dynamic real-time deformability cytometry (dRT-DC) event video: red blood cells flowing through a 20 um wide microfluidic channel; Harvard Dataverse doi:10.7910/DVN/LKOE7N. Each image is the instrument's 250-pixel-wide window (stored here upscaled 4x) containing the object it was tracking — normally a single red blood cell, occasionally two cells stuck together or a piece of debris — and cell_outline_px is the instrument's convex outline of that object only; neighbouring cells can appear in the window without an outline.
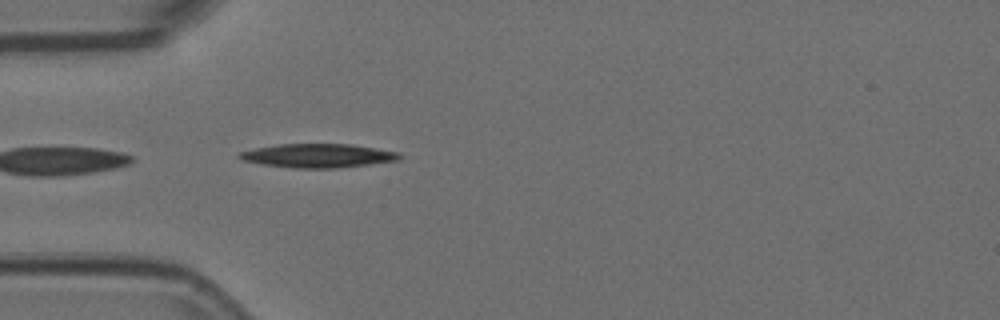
{"species": "Egyptian fruit bat (a non-hibernating species)", "species_latin": "Rousettus aegyptiacus", "temperature_condition": "room temperature", "stored_images_in_passage": 18, "camera_frame_rate_fps": 3000, "um_per_image_px": 0.085, "animal": {"sex": "female"}, "frame": {"image": 1, "passage_image": 2, "time_ms": 0.333, "image_size_px": [1000, 320], "cell_outline_px": [[404, 156], [400, 160], [336, 168], [296, 168], [260, 164], [240, 160], [236, 156], [240, 152], [256, 148], [280, 144], [352, 144], [400, 152]], "centroid_in_image_um": [27.04, 13.23], "position_along_channel_um": 58.0, "area_um2": 22.31}}
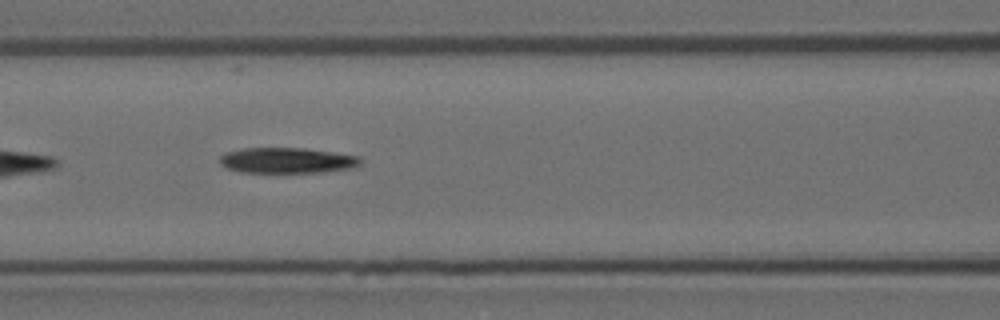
{"frame": {"image": 2, "passage_image": 9, "time_ms": 2.667, "image_size_px": [1000, 320], "cell_outline_px": [[360, 164], [352, 168], [324, 172], [240, 172], [228, 168], [220, 164], [220, 156], [224, 152], [244, 148], [304, 148], [360, 156]], "centroid_in_image_um": [24.38, 13.63], "position_along_channel_um": 142.2, "area_um2": 20.92}}
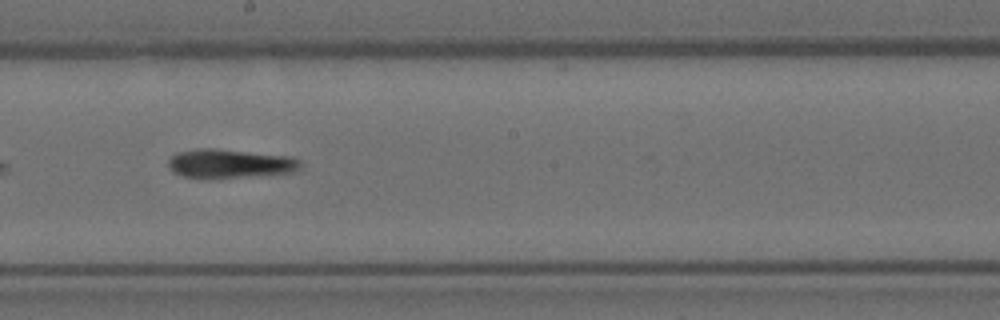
{"frame": {"image": 3, "passage_image": 16, "time_ms": 5.0, "image_size_px": [1000, 320], "cell_outline_px": [[300, 168], [296, 172], [244, 176], [184, 176], [172, 172], [168, 164], [168, 160], [176, 152], [196, 148], [212, 148], [292, 156], [300, 160]], "centroid_in_image_um": [19.56, 13.86], "position_along_channel_um": 228.6, "area_um2": 21.73}}